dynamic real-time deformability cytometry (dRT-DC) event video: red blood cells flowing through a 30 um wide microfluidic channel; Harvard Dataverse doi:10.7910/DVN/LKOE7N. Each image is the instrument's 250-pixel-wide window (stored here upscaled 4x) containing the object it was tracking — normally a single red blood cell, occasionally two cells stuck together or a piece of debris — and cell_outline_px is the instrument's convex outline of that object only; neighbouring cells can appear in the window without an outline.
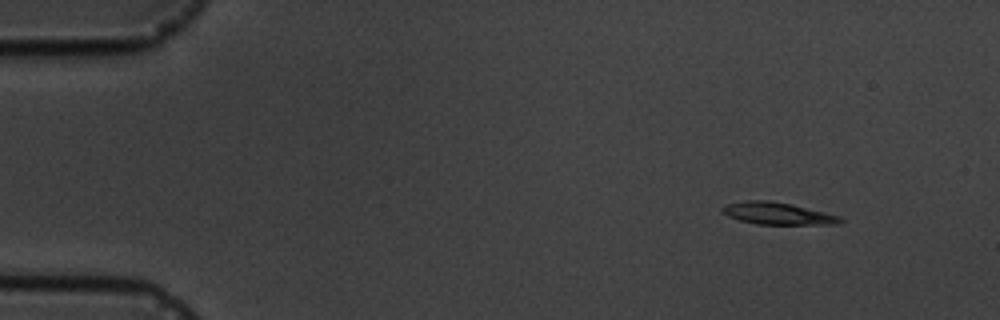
{"species": "common noctule bat (a hibernating species)", "species_latin": "Nyctalus noctula", "temperature_condition": "cold", "stored_images_in_passage": 5, "camera_frame_rate_fps": 3000, "um_per_image_px": 0.085, "animal": {"sex": "male", "body_mass_g": 19.5, "forearm_length_mm": 54.6}, "frame": {"image": 1, "passage_image": 1, "time_ms": 0.0, "image_size_px": [1000, 320], "cell_outline_px": [[844, 220], [840, 224], [756, 224], [740, 220], [728, 216], [720, 212], [720, 208], [724, 204], [744, 200], [768, 200], [792, 204], [840, 216]], "centroid_in_image_um": [66.04, 18.13], "position_along_channel_um": 19.0, "area_um2": 15.32}}
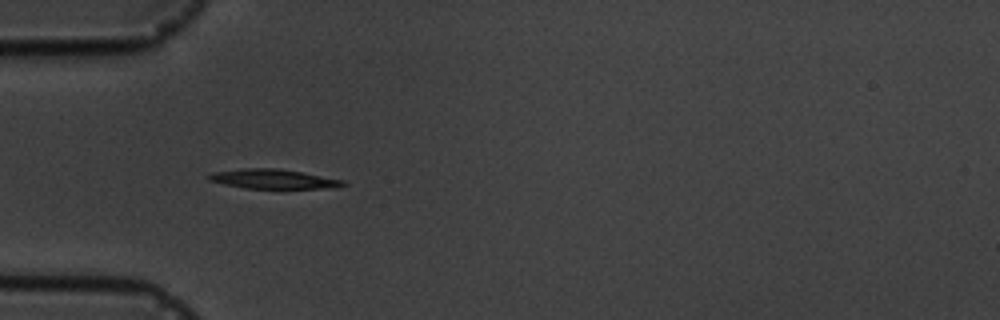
{"frame": {"image": 2, "passage_image": 4, "time_ms": 3.667, "image_size_px": [1000, 320], "cell_outline_px": [[348, 184], [336, 188], [244, 188], [224, 184], [208, 180], [208, 176], [212, 172], [244, 168], [280, 168], [304, 172], [344, 180]], "centroid_in_image_um": [23.27, 15.21], "position_along_channel_um": 61.7, "area_um2": 15.37}}
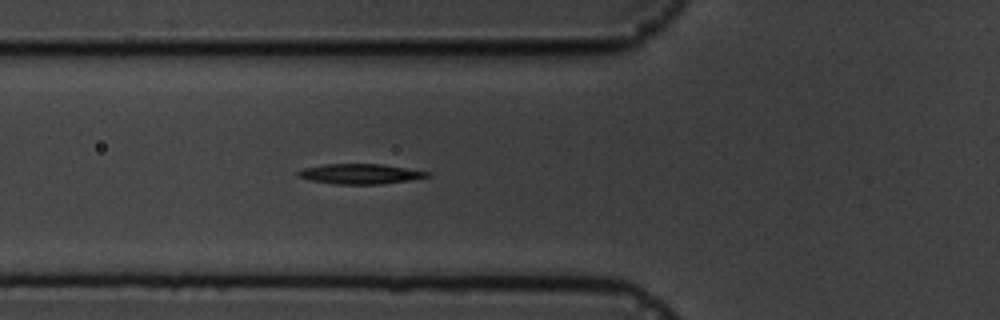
{"frame": {"image": 3, "passage_image": 5, "time_ms": 4.667, "image_size_px": [1000, 320], "cell_outline_px": [[432, 176], [408, 180], [380, 184], [336, 184], [308, 180], [296, 176], [296, 172], [304, 168], [324, 164], [380, 164], [432, 172]], "centroid_in_image_um": [30.6, 14.78], "position_along_channel_um": 95.2, "area_um2": 15.14}}